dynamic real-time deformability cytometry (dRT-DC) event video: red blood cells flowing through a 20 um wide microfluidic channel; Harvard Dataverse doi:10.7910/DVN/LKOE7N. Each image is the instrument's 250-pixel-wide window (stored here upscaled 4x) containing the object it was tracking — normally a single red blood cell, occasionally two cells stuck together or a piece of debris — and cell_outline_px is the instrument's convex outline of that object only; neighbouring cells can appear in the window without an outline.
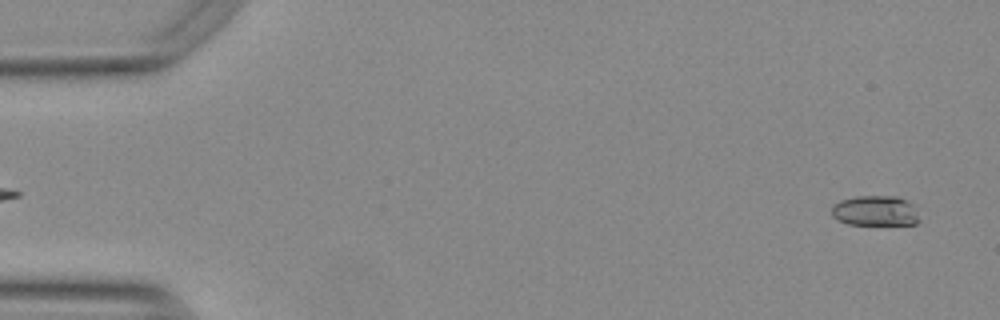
{"species": "Egyptian fruit bat (a non-hibernating species)", "species_latin": "Rousettus aegyptiacus", "temperature_condition": "warm", "stored_images_in_passage": 9, "camera_frame_rate_fps": 3000, "um_per_image_px": 0.085, "animal": {"sex": "female"}, "frame": {"image": 1, "passage_image": 2, "time_ms": 0.333, "image_size_px": [1000, 320], "cell_outline_px": [[920, 220], [916, 224], [848, 224], [832, 216], [832, 204], [840, 200], [856, 196], [896, 196], [912, 204]], "centroid_in_image_um": [74.38, 17.91], "position_along_channel_um": 10.6, "area_um2": 15.32}}